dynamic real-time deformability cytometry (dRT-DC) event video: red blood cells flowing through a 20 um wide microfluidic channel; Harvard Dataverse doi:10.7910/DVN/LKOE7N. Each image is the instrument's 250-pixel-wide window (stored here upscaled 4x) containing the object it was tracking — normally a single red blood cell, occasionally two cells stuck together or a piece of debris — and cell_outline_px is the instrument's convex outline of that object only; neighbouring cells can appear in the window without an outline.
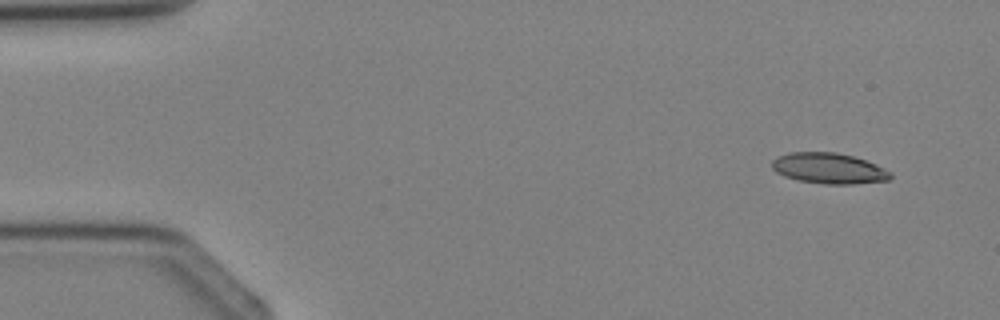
{"species": "Egyptian fruit bat (a non-hibernating species)", "species_latin": "Rousettus aegyptiacus", "temperature_condition": "cold", "stored_images_in_passage": 2, "camera_frame_rate_fps": 3000, "um_per_image_px": 0.085, "animal": {"sex": "female"}, "frame": {"image": 1, "passage_image": 1, "time_ms": 0.0, "image_size_px": [1000, 320], "cell_outline_px": [[892, 176], [888, 180], [852, 184], [824, 184], [800, 180], [784, 176], [776, 172], [772, 168], [772, 160], [776, 156], [788, 152], [836, 152], [852, 156], [876, 164], [892, 172]], "centroid_in_image_um": [70.43, 14.3], "position_along_channel_um": 14.6, "area_um2": 21.21}}